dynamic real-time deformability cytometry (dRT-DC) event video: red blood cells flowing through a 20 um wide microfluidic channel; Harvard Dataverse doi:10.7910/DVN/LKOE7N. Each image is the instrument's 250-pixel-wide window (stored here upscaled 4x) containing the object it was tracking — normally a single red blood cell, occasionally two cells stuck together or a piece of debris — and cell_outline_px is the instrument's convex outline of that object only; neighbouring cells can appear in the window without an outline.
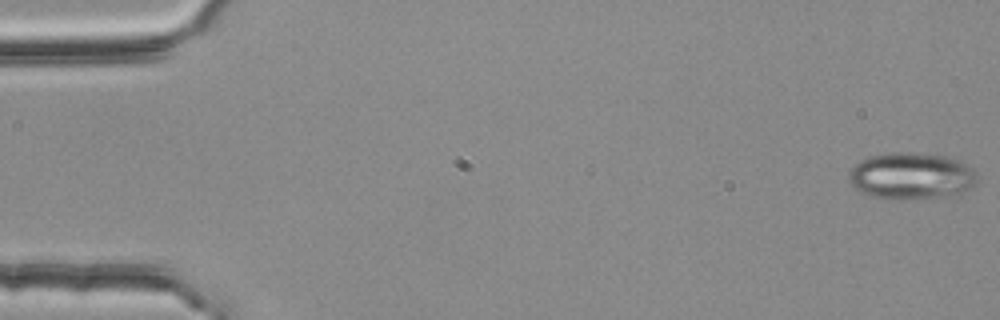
{"species": "common noctule bat (a hibernating species)", "species_latin": "Nyctalus noctula", "temperature_condition": "room temperature", "stored_images_in_passage": 54, "camera_frame_rate_fps": 3000, "um_per_image_px": 0.085, "animal": {"sex": "female", "body_mass_g": 25.1}, "frame": {"image": 1, "passage_image": 1, "time_ms": 0.0, "image_size_px": [1000, 320], "cell_outline_px": [[976, 180], [960, 196], [872, 196], [860, 192], [848, 180], [848, 172], [860, 160], [868, 156], [892, 152], [908, 152], [944, 156], [956, 160], [972, 168], [976, 172]], "centroid_in_image_um": [77.44, 14.91], "position_along_channel_um": 7.6, "area_um2": 33.87}}
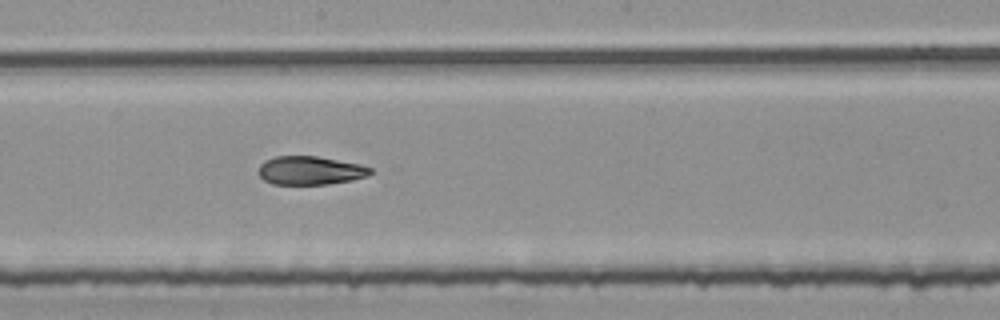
{"frame": {"image": 2, "passage_image": 30, "time_ms": 9.667, "image_size_px": [1000, 320], "cell_outline_px": [[372, 172], [368, 176], [352, 180], [328, 184], [272, 184], [264, 180], [260, 176], [260, 164], [264, 160], [276, 156], [316, 156], [360, 164], [372, 168]], "centroid_in_image_um": [26.38, 14.49], "position_along_channel_um": 221.8, "area_um2": 18.55}}
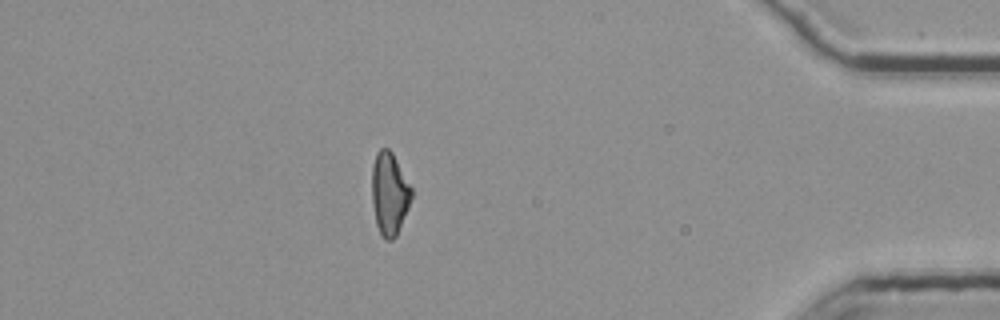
{"frame": {"image": 3, "passage_image": 48, "time_ms": 15.667, "image_size_px": [1000, 320], "cell_outline_px": [[412, 196], [408, 208], [396, 236], [392, 240], [384, 240], [376, 224], [372, 204], [372, 164], [376, 152], [380, 148], [388, 148], [392, 152], [412, 188]], "centroid_in_image_um": [33.09, 16.45], "position_along_channel_um": 402.1, "area_um2": 19.07}, "authors_computed_cell_mechanics": {"area_um2": 19.5653, "velocity_mm_per_s": 3.7701, "shape_relaxation_time_tau1_ms": 6.8482, "shape_relaxation_time_tau2_ms": 4.1272, "deformation_change_tau1": 0.1773, "deformation_change_tau2": 0.1013}}